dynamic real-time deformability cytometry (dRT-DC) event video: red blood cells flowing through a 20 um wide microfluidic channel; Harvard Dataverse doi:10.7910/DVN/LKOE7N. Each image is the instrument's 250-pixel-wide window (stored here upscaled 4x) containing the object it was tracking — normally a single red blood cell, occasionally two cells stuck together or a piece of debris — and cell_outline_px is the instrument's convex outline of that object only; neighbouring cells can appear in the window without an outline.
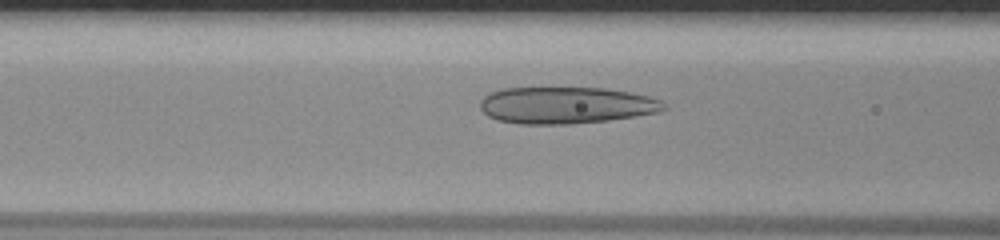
{"species": "human", "species_latin": "Homo sapiens", "temperature_condition": "room temperature", "stored_images_in_passage": 54, "camera_frame_rate_fps": 3000, "um_per_image_px": 0.085, "donor": {"sex": "male"}, "frame": {"image": 1, "passage_image": 23, "time_ms": 7.333, "image_size_px": [1000, 240], "cell_outline_px": [[668, 108], [660, 112], [608, 120], [568, 124], [520, 124], [496, 120], [488, 116], [480, 108], [480, 100], [484, 96], [492, 92], [504, 88], [604, 88], [628, 92], [648, 96], [660, 100], [668, 104]], "centroid_in_image_um": [48.13, 8.95], "position_along_channel_um": 118.5, "area_um2": 39.42}}
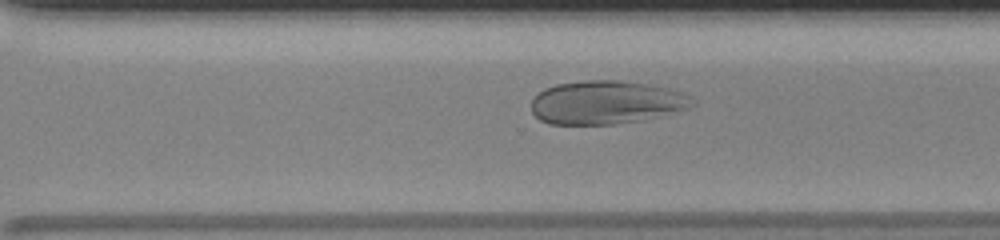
{"frame": {"image": 2, "passage_image": 39, "time_ms": 12.667, "image_size_px": [1000, 240], "cell_outline_px": [[696, 104], [692, 108], [644, 120], [616, 124], [548, 124], [540, 120], [532, 112], [532, 100], [544, 88], [556, 84], [584, 80], [620, 80], [652, 84], [668, 88], [692, 96], [696, 100]], "centroid_in_image_um": [51.59, 8.7], "position_along_channel_um": 319.0, "area_um2": 41.27}}
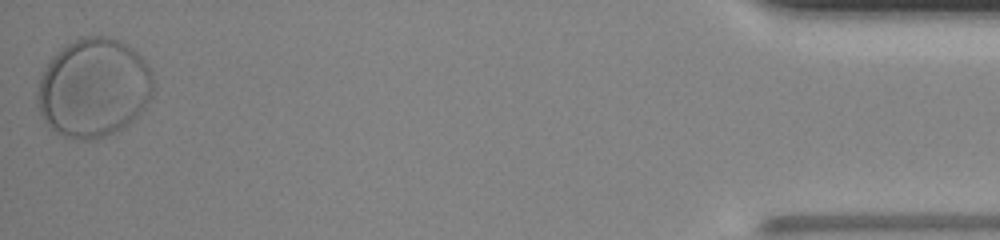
{"frame": {"image": 3, "passage_image": 54, "time_ms": 17.667, "image_size_px": [1000, 240], "cell_outline_px": [[152, 96], [148, 104], [128, 124], [96, 140], [80, 140], [64, 136], [48, 128], [40, 116], [36, 100], [36, 92], [40, 72], [52, 56], [68, 44], [84, 36], [108, 36], [120, 40], [132, 48], [144, 60], [152, 72]], "centroid_in_image_um": [7.91, 7.48], "position_along_channel_um": 427.3, "area_um2": 67.28}, "authors_computed_cell_mechanics": {"area_um2": 48.7254, "velocity_mm_per_s": 3.7665, "shape_relaxation_time_tau1_ms": 6.998, "shape_relaxation_time_tau2_ms": null, "deformation_change_tau1": 0.1556, "deformation_change_tau2": null}}